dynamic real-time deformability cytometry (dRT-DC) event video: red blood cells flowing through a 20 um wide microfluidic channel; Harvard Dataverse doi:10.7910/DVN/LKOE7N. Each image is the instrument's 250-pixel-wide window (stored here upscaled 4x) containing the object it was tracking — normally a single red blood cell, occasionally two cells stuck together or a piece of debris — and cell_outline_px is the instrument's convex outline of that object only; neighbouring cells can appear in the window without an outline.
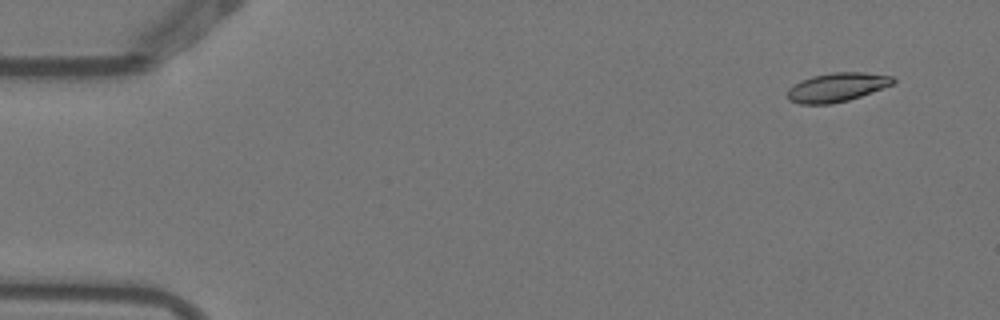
{"species": "Egyptian fruit bat (a non-hibernating species)", "species_latin": "Rousettus aegyptiacus", "temperature_condition": "warm", "stored_images_in_passage": 5, "camera_frame_rate_fps": 3000, "um_per_image_px": 0.085, "animal": {"sex": "female"}, "frame": {"image": 1, "passage_image": 1, "time_ms": 0.0, "image_size_px": [1000, 320], "cell_outline_px": [[896, 80], [892, 84], [860, 96], [848, 100], [832, 104], [800, 104], [788, 100], [788, 88], [800, 80], [812, 76], [832, 72], [864, 72], [892, 76]], "centroid_in_image_um": [71.1, 7.41], "position_along_channel_um": 13.9, "area_um2": 17.74}}
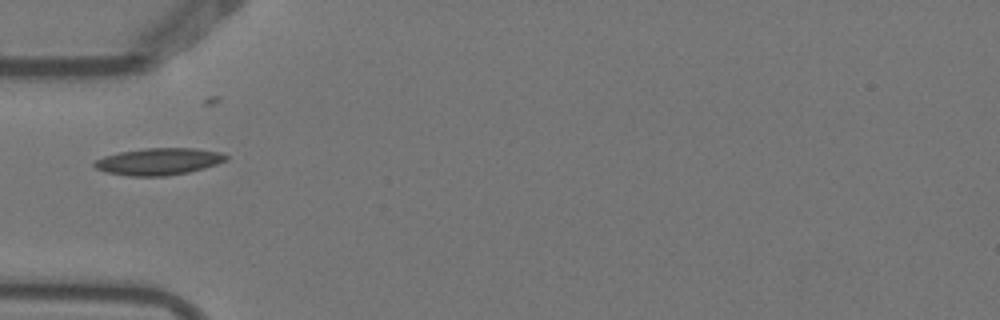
{"frame": {"image": 2, "passage_image": 4, "time_ms": 1.0, "image_size_px": [1000, 320], "cell_outline_px": [[228, 160], [204, 168], [188, 172], [168, 176], [128, 176], [104, 172], [96, 168], [92, 164], [96, 160], [104, 156], [120, 152], [144, 148], [196, 148], [220, 152], [228, 156]], "centroid_in_image_um": [13.48, 13.73], "position_along_channel_um": 71.5, "area_um2": 20.75}}